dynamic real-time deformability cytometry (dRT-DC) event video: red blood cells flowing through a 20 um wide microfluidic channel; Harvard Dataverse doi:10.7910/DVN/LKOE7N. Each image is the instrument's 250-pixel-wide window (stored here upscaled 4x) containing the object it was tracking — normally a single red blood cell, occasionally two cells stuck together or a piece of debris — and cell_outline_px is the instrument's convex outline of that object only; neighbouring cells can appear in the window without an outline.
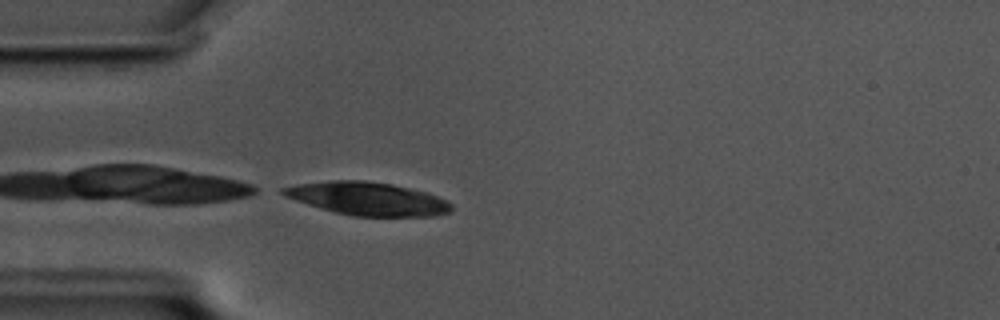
{"species": "common noctule bat (a hibernating species)", "species_latin": "Nyctalus noctula", "temperature_condition": "cold", "stored_images_in_passage": 2, "camera_frame_rate_fps": 3000, "um_per_image_px": 0.085, "animal": {"sex": "male", "body_mass_g": 17.5, "forearm_length_mm": 52.3}, "frame": {"image": 1, "passage_image": 2, "time_ms": 0.333, "image_size_px": [1000, 320], "cell_outline_px": [[452, 212], [436, 216], [352, 216], [320, 208], [284, 196], [280, 192], [280, 188], [296, 184], [332, 180], [364, 180], [392, 184], [424, 192], [448, 200], [452, 204]], "centroid_in_image_um": [31.25, 16.89], "position_along_channel_um": 53.7, "area_um2": 32.43}}